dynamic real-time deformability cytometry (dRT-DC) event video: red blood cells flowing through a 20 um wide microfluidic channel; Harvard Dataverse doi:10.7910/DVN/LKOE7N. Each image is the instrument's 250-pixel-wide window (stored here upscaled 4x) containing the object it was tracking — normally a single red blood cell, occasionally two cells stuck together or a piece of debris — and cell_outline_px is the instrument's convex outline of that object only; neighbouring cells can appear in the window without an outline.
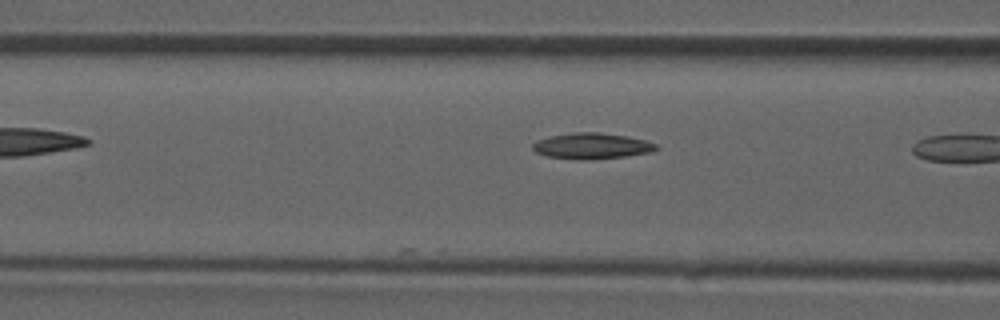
{"species": "common noctule bat (a hibernating species)", "species_latin": "Nyctalus noctula", "temperature_condition": "room temperature", "stored_images_in_passage": 7, "camera_frame_rate_fps": 3000, "um_per_image_px": 0.085, "animal": {"sex": "male", "forearm_length_mm": 52.5}, "frame": {"image": 1, "passage_image": 5, "time_ms": 1.333, "image_size_px": [1000, 320], "cell_outline_px": [[660, 148], [652, 152], [624, 156], [592, 160], [580, 160], [548, 156], [536, 152], [532, 148], [532, 144], [536, 140], [552, 136], [572, 132], [596, 132], [628, 136], [644, 140], [656, 144]], "centroid_in_image_um": [50.31, 12.41], "position_along_channel_um": 116.3, "area_um2": 18.67}}